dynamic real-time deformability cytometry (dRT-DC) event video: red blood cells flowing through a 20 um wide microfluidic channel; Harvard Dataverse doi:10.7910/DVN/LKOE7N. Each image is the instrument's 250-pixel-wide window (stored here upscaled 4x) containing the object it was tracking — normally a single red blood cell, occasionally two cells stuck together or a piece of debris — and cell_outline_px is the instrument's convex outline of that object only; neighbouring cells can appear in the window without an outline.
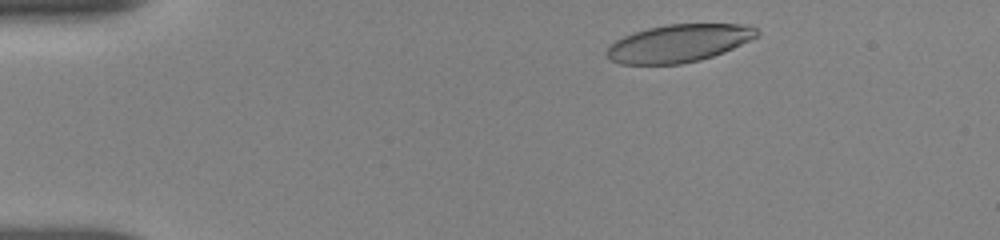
{"species": "human", "species_latin": "Homo sapiens", "temperature_condition": "room temperature", "stored_images_in_passage": 6, "camera_frame_rate_fps": 3000, "um_per_image_px": 0.085, "donor": {"sex": "female"}, "frame": {"image": 1, "passage_image": 2, "time_ms": 0.667, "image_size_px": [1000, 240], "cell_outline_px": [[760, 36], [724, 52], [700, 60], [680, 64], [620, 64], [612, 60], [608, 56], [608, 48], [616, 40], [632, 32], [648, 28], [668, 24], [752, 24], [760, 32]], "centroid_in_image_um": [57.76, 3.66], "position_along_channel_um": 27.2, "area_um2": 33.0}}
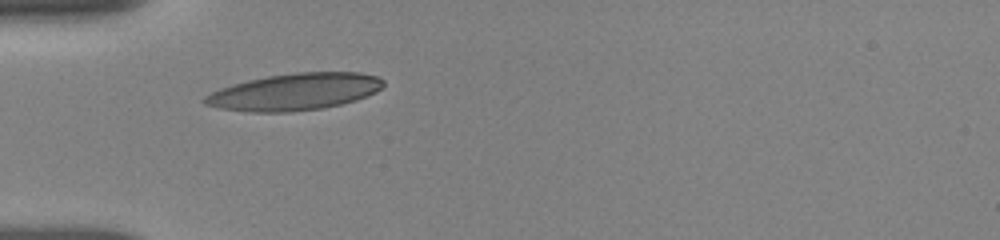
{"frame": {"image": 2, "passage_image": 5, "time_ms": 3.333, "image_size_px": [1000, 240], "cell_outline_px": [[384, 84], [376, 92], [356, 100], [324, 108], [292, 112], [252, 112], [220, 108], [204, 104], [200, 100], [204, 96], [220, 88], [232, 84], [248, 80], [268, 76], [296, 72], [360, 72], [376, 76], [384, 80]], "centroid_in_image_um": [25.03, 7.8], "position_along_channel_um": 60.0, "area_um2": 38.44}}